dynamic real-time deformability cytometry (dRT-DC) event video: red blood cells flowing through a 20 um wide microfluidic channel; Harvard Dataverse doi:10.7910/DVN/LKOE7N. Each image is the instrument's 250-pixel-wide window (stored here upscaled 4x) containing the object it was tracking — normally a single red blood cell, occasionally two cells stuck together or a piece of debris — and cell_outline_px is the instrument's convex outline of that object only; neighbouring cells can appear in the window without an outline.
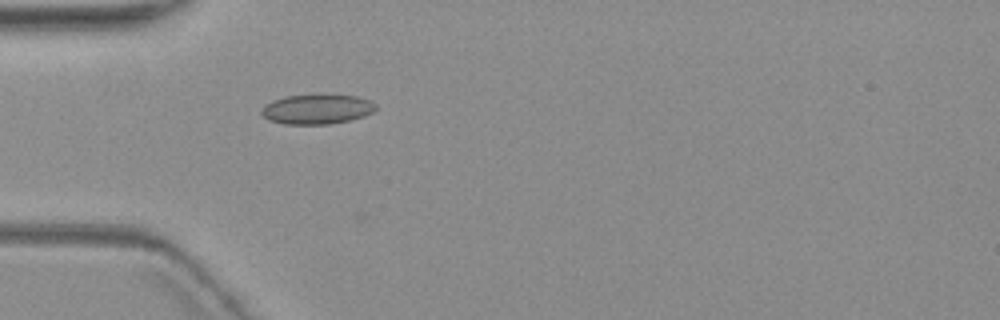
{"species": "common noctule bat (a hibernating species)", "species_latin": "Nyctalus noctula", "temperature_condition": "warm", "stored_images_in_passage": 3, "camera_frame_rate_fps": 3000, "um_per_image_px": 0.085, "animal": {"sex": "female", "body_mass_g": 19.3, "forearm_length_mm": 54.1}, "frame": {"image": 1, "passage_image": 3, "time_ms": 3.333, "image_size_px": [1000, 320], "cell_outline_px": [[376, 108], [372, 112], [364, 116], [348, 120], [328, 124], [284, 124], [268, 120], [260, 112], [272, 100], [284, 96], [316, 92], [324, 92], [360, 96], [376, 104]], "centroid_in_image_um": [26.96, 9.22], "position_along_channel_um": 58.0, "area_um2": 20.52}}